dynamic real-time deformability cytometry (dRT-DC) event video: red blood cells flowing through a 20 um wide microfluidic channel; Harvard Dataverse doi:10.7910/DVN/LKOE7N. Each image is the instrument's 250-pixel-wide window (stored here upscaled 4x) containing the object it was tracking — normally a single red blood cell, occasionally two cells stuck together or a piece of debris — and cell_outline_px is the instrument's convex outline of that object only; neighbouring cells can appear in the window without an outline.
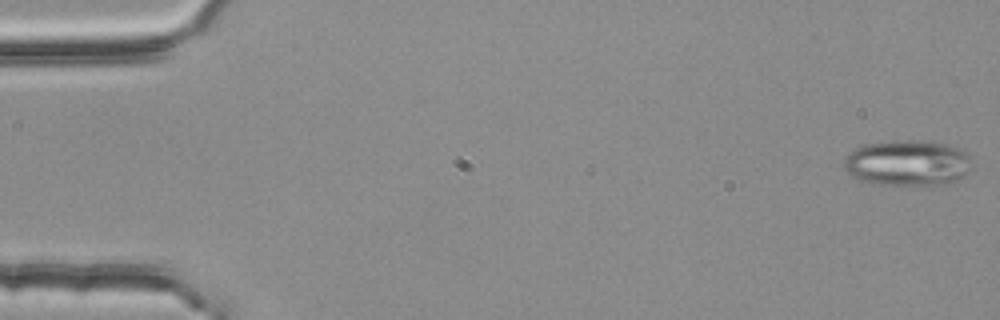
{"species": "common noctule bat (a hibernating species)", "species_latin": "Nyctalus noctula", "temperature_condition": "room temperature", "stored_images_in_passage": 55, "segment_of_instrument_passage": [1, 2], "camera_frame_rate_fps": 3000, "um_per_image_px": 0.085, "animal": {"sex": "female", "body_mass_g": 25.1}, "frame": {"image": 1, "passage_image": 1, "time_ms": 0.0, "image_size_px": [1000, 320], "cell_outline_px": [[972, 168], [964, 176], [956, 180], [936, 184], [876, 184], [860, 180], [852, 176], [844, 168], [844, 160], [856, 148], [864, 144], [896, 140], [920, 140], [944, 144], [956, 148], [964, 152], [972, 160]], "centroid_in_image_um": [77.14, 13.84], "position_along_channel_um": 7.9, "area_um2": 33.7}}